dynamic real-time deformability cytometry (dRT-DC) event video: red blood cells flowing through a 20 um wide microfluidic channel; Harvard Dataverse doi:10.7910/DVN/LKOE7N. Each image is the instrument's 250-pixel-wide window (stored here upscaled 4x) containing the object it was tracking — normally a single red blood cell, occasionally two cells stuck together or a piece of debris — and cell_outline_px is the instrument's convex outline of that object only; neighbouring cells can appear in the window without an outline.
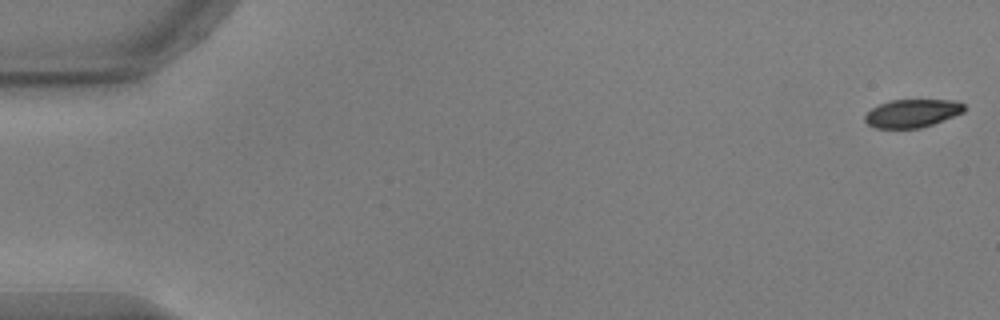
{"species": "common noctule bat (a hibernating species)", "species_latin": "Nyctalus noctula", "temperature_condition": "warm", "stored_images_in_passage": 15, "camera_frame_rate_fps": 3000, "um_per_image_px": 0.085, "animal": {"sex": "male", "body_mass_g": 17.9, "forearm_length_mm": 54.2}, "frame": {"image": 1, "passage_image": 1, "time_ms": 0.0, "image_size_px": [1000, 320], "cell_outline_px": [[964, 112], [932, 124], [920, 128], [876, 128], [868, 124], [864, 120], [864, 116], [872, 108], [880, 104], [892, 100], [956, 100], [964, 104]], "centroid_in_image_um": [77.53, 9.63], "position_along_channel_um": 7.5, "area_um2": 16.13}}
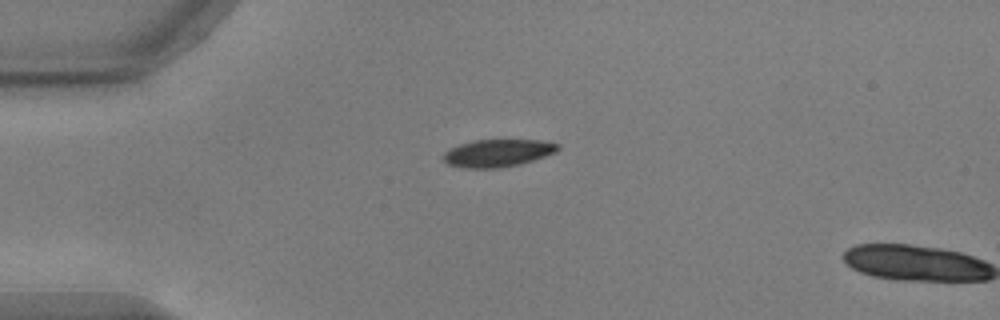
{"frame": {"image": 2, "passage_image": 14, "time_ms": 4.333, "image_size_px": [1000, 320], "cell_outline_px": [[560, 148], [556, 152], [520, 164], [500, 168], [464, 168], [448, 164], [440, 156], [444, 152], [460, 144], [472, 140], [540, 140], [560, 144]], "centroid_in_image_um": [42.29, 13.01], "position_along_channel_um": 42.7, "area_um2": 18.38}}